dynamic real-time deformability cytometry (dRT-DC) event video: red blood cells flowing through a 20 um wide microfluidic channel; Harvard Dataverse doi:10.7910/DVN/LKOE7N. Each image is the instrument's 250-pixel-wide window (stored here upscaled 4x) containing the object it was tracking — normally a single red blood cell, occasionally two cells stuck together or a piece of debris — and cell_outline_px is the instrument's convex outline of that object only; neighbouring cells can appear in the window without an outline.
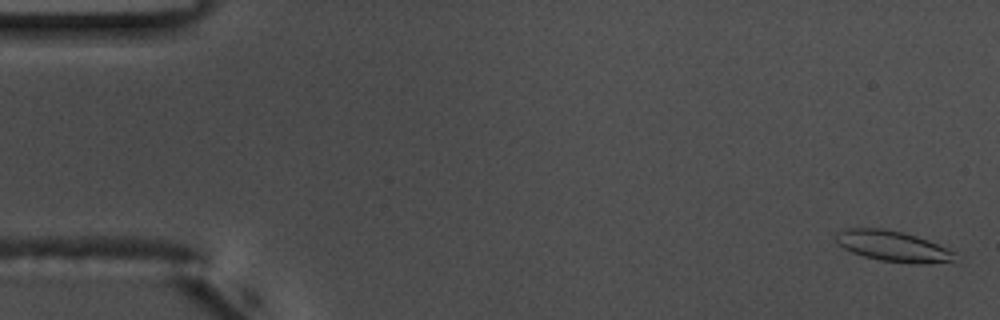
{"species": "common noctule bat (a hibernating species)", "species_latin": "Nyctalus noctula", "temperature_condition": "warm", "stored_images_in_passage": 58, "segment_of_instrument_passage": [1, 2], "camera_frame_rate_fps": 3000, "um_per_image_px": 0.085, "animal": {"sex": "male", "body_mass_g": 17.5, "forearm_length_mm": 52.3}, "frame": {"image": 1, "passage_image": 2, "time_ms": 0.333, "image_size_px": [1000, 320], "cell_outline_px": [[952, 260], [920, 264], [880, 260], [864, 256], [852, 252], [836, 244], [836, 232], [848, 228], [880, 228], [900, 232], [916, 236], [936, 244], [952, 252]], "centroid_in_image_um": [75.76, 20.91], "position_along_channel_um": 9.2, "area_um2": 20.52}}
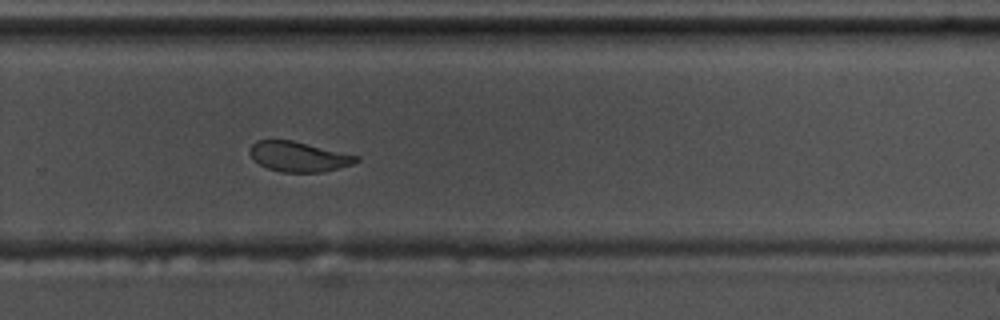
{"frame": {"image": 2, "passage_image": 38, "time_ms": 12.333, "image_size_px": [1000, 320], "cell_outline_px": [[360, 160], [352, 164], [320, 172], [280, 172], [268, 168], [252, 160], [248, 152], [252, 144], [256, 140], [292, 140], [360, 156]], "centroid_in_image_um": [25.35, 13.31], "position_along_channel_um": 304.5, "area_um2": 18.61}}
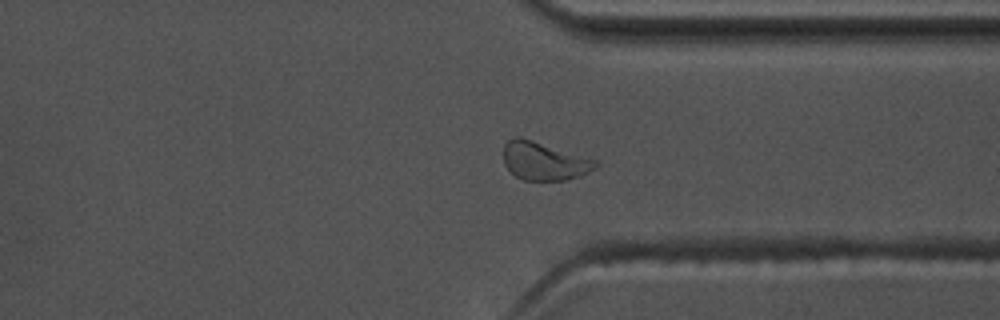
{"frame": {"image": 3, "passage_image": 43, "time_ms": 14.0, "image_size_px": [1000, 320], "cell_outline_px": [[600, 164], [596, 168], [580, 176], [564, 180], [524, 180], [516, 176], [504, 164], [504, 144], [508, 140], [516, 136], [520, 136], [596, 160]], "centroid_in_image_um": [46.24, 13.68], "position_along_channel_um": 365.2, "area_um2": 20.35}}